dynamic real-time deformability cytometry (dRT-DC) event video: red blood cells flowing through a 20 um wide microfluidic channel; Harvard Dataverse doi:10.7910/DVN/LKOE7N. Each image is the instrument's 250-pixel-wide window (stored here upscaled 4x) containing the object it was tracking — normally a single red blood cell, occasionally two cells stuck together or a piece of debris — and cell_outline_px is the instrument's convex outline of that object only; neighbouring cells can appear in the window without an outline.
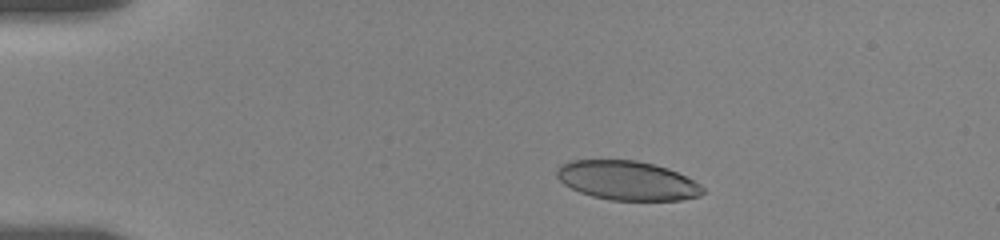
{"species": "human", "species_latin": "Homo sapiens", "temperature_condition": "room temperature", "stored_images_in_passage": 6, "camera_frame_rate_fps": 3000, "um_per_image_px": 0.085, "donor": {"sex": "female"}, "frame": {"image": 1, "passage_image": 3, "time_ms": 2.0, "image_size_px": [1000, 240], "cell_outline_px": [[704, 192], [700, 196], [680, 200], [612, 200], [592, 196], [580, 192], [564, 184], [556, 176], [556, 168], [560, 164], [572, 160], [636, 160], [668, 168], [700, 184], [704, 188]], "centroid_in_image_um": [53.29, 15.34], "position_along_channel_um": 31.7, "area_um2": 33.23}}
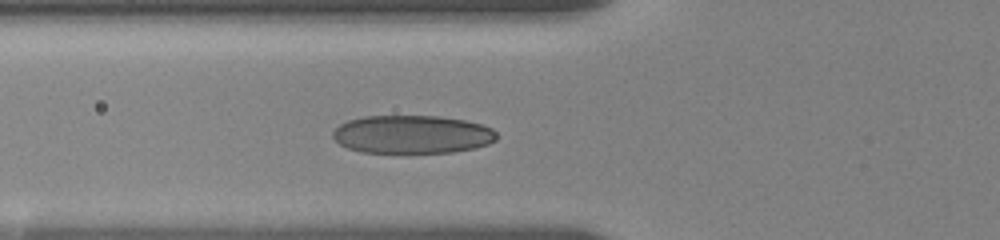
{"frame": {"image": 2, "passage_image": 6, "time_ms": 5.333, "image_size_px": [1000, 240], "cell_outline_px": [[496, 140], [488, 144], [472, 148], [452, 152], [360, 152], [348, 148], [340, 144], [332, 136], [332, 132], [340, 124], [348, 120], [364, 116], [440, 116], [464, 120], [480, 124], [492, 128], [496, 132]], "centroid_in_image_um": [35.02, 11.41], "position_along_channel_um": 90.8, "area_um2": 36.3}}